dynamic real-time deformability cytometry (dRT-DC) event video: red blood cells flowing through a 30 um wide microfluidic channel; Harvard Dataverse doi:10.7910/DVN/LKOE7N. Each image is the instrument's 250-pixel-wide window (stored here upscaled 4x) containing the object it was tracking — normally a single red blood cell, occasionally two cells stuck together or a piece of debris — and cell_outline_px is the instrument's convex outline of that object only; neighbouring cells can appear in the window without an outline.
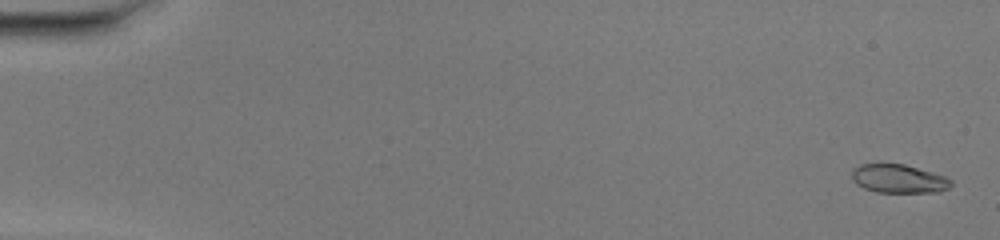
{"species": "common noctule bat (a hibernating species)", "species_latin": "Nyctalus noctula", "temperature_condition": "warm", "stored_images_in_passage": 18, "camera_frame_rate_fps": 3000, "um_per_image_px": 0.085, "animal": {"sex": "female", "body_mass_g": 20.0, "forearm_length_mm": 54.0}, "frame": {"image": 1, "passage_image": 2, "time_ms": 0.333, "image_size_px": [1000, 240], "cell_outline_px": [[952, 184], [948, 188], [940, 192], [876, 192], [864, 188], [856, 184], [852, 180], [852, 168], [860, 164], [880, 160], [904, 164], [932, 172], [944, 176], [952, 180]], "centroid_in_image_um": [76.31, 15.14], "position_along_channel_um": 8.7, "area_um2": 17.17}}
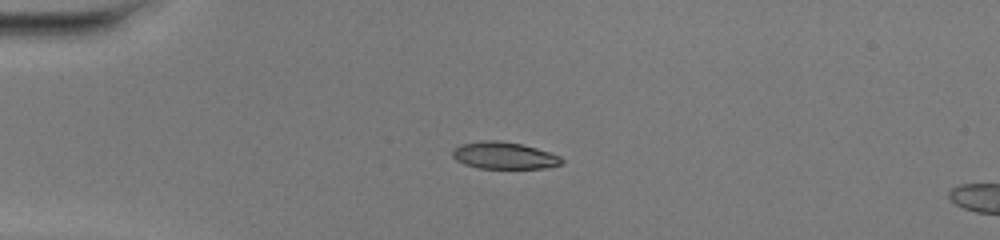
{"frame": {"image": 2, "passage_image": 14, "time_ms": 4.333, "image_size_px": [1000, 240], "cell_outline_px": [[564, 160], [560, 164], [544, 168], [480, 168], [464, 164], [456, 160], [452, 156], [452, 152], [460, 144], [480, 140], [496, 140], [520, 144], [536, 148], [560, 156]], "centroid_in_image_um": [42.82, 13.21], "position_along_channel_um": 42.2, "area_um2": 16.99}}